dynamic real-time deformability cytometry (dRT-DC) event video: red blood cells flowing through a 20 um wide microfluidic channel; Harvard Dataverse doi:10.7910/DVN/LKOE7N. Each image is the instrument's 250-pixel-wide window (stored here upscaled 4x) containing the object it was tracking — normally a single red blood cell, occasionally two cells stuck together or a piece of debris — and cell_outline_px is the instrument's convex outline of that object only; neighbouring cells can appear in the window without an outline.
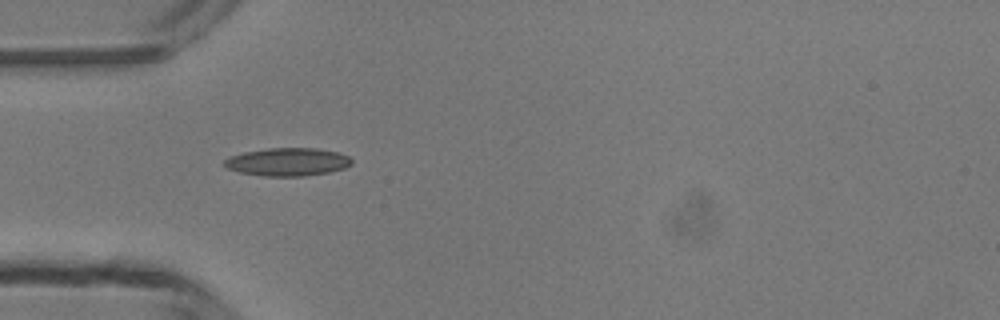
{"species": "common noctule bat (a hibernating species)", "species_latin": "Nyctalus noctula", "temperature_condition": "room temperature", "stored_images_in_passage": 4, "camera_frame_rate_fps": 3000, "um_per_image_px": 0.085, "animal": {"sex": "male", "body_mass_g": 13.3}, "frame": {"image": 1, "passage_image": 2, "time_ms": 1.333, "image_size_px": [1000, 320], "cell_outline_px": [[352, 164], [344, 168], [328, 172], [304, 176], [264, 176], [240, 172], [228, 168], [220, 164], [224, 160], [232, 156], [244, 152], [268, 148], [316, 148], [336, 152], [348, 156], [352, 160]], "centroid_in_image_um": [24.43, 13.76], "position_along_channel_um": 60.6, "area_um2": 20.69}}
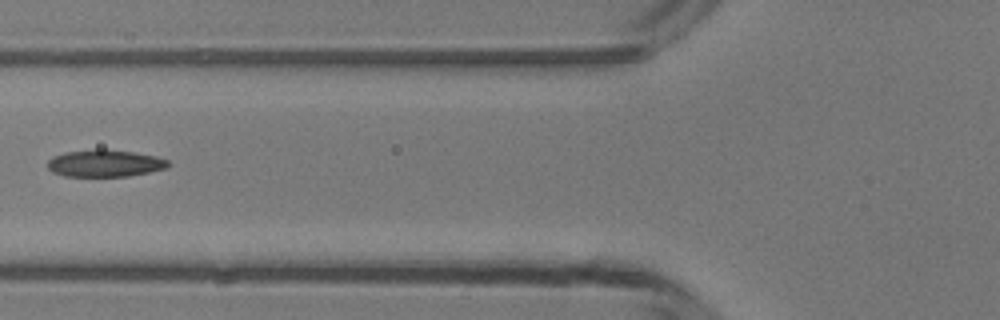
{"frame": {"image": 2, "passage_image": 3, "time_ms": 2.667, "image_size_px": [1000, 320], "cell_outline_px": [[168, 168], [128, 176], [64, 176], [52, 172], [48, 168], [48, 160], [52, 156], [64, 152], [96, 148], [104, 148], [132, 152], [156, 156], [168, 160]], "centroid_in_image_um": [8.88, 13.86], "position_along_channel_um": 116.9, "area_um2": 19.19}}
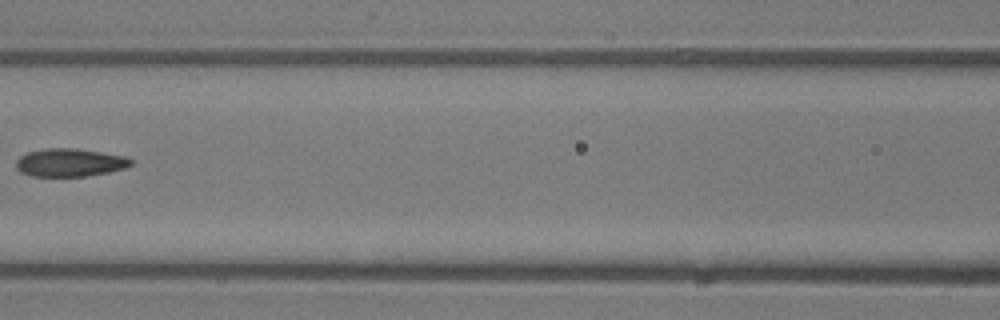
{"frame": {"image": 3, "passage_image": 4, "time_ms": 3.667, "image_size_px": [1000, 320], "cell_outline_px": [[132, 164], [124, 168], [108, 172], [88, 176], [32, 176], [20, 172], [16, 168], [16, 160], [20, 156], [28, 152], [48, 148], [76, 148], [128, 156], [132, 160]], "centroid_in_image_um": [5.94, 13.81], "position_along_channel_um": 160.7, "area_um2": 18.84}}